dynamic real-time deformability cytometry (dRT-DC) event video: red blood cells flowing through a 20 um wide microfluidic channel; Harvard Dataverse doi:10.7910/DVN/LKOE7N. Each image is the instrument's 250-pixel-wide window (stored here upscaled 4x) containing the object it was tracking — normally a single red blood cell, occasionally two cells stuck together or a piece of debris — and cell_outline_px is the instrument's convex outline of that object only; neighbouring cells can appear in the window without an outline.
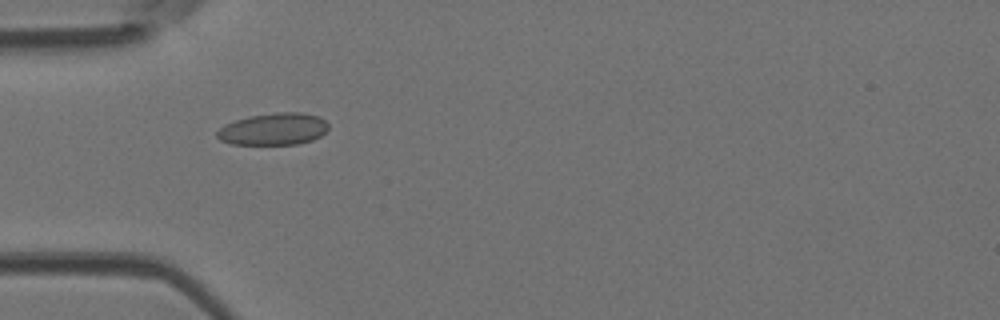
{"species": "Egyptian fruit bat (a non-hibernating species)", "species_latin": "Rousettus aegyptiacus", "temperature_condition": "room temperature", "stored_images_in_passage": 4, "camera_frame_rate_fps": 3000, "um_per_image_px": 0.085, "animal": {"sex": "female"}, "frame": {"image": 1, "passage_image": 1, "time_ms": 0.0, "image_size_px": [1000, 320], "cell_outline_px": [[328, 128], [320, 136], [312, 140], [296, 144], [232, 144], [220, 140], [216, 136], [216, 132], [224, 124], [248, 116], [276, 112], [300, 112], [320, 116], [328, 124]], "centroid_in_image_um": [23.24, 10.96], "position_along_channel_um": 61.8, "area_um2": 20.81}}
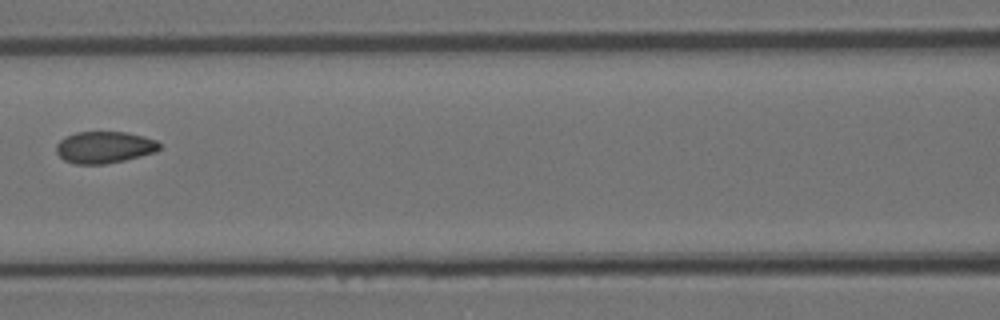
{"frame": {"image": 2, "passage_image": 3, "time_ms": 0.667, "image_size_px": [1000, 320], "cell_outline_px": [[160, 148], [156, 152], [124, 160], [104, 164], [76, 164], [64, 160], [56, 152], [56, 144], [64, 136], [76, 132], [124, 132], [144, 136], [156, 140], [160, 144]], "centroid_in_image_um": [8.85, 12.51], "position_along_channel_um": 157.7, "area_um2": 19.13}}
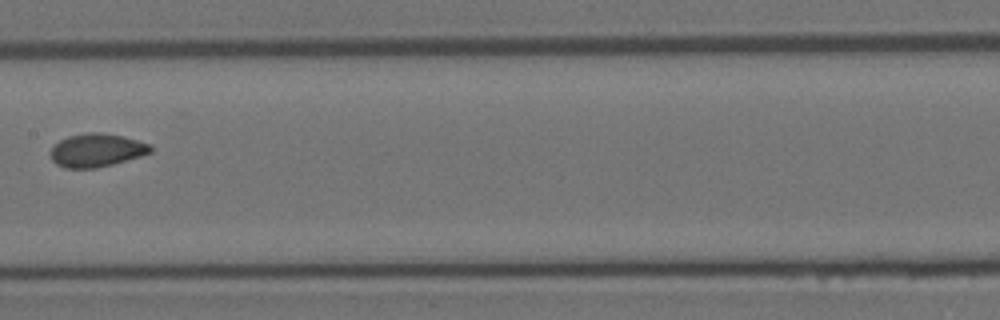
{"frame": {"image": 3, "passage_image": 4, "time_ms": 1.0, "image_size_px": [1000, 320], "cell_outline_px": [[152, 152], [140, 156], [112, 164], [96, 168], [64, 168], [56, 164], [52, 160], [52, 148], [60, 140], [68, 136], [88, 132], [100, 132], [120, 136], [136, 140], [148, 144], [152, 148]], "centroid_in_image_um": [8.19, 12.77], "position_along_channel_um": 199.2, "area_um2": 19.07}}